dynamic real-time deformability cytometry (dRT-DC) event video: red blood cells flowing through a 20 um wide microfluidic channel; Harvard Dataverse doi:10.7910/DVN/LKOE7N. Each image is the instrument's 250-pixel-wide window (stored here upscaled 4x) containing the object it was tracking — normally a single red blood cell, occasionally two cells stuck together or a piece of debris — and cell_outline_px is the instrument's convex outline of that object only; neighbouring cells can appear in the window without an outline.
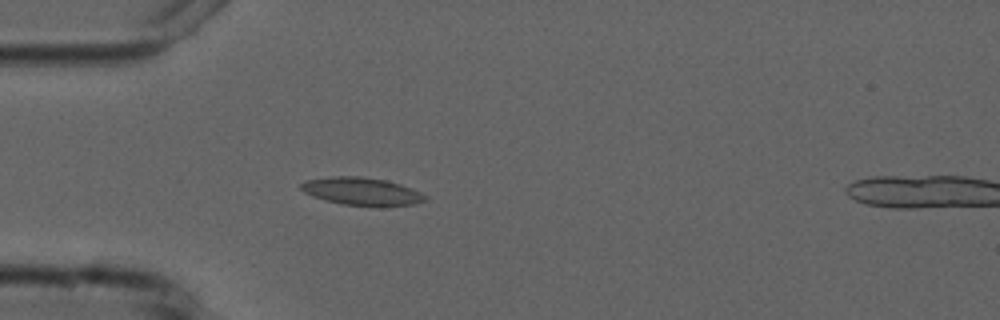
{"species": "common noctule bat (a hibernating species)", "species_latin": "Nyctalus noctula", "temperature_condition": "cold", "stored_images_in_passage": 5, "camera_frame_rate_fps": 3000, "um_per_image_px": 0.085, "animal": {"sex": "male", "forearm_length_mm": 52.5}, "frame": {"image": 1, "passage_image": 5, "time_ms": 5.0, "image_size_px": [1000, 320], "cell_outline_px": [[428, 200], [416, 204], [344, 204], [324, 200], [312, 196], [304, 192], [300, 188], [300, 184], [304, 180], [336, 176], [360, 176], [384, 180], [400, 184], [412, 188], [428, 196]], "centroid_in_image_um": [30.72, 16.23], "position_along_channel_um": 54.3, "area_um2": 19.54}}